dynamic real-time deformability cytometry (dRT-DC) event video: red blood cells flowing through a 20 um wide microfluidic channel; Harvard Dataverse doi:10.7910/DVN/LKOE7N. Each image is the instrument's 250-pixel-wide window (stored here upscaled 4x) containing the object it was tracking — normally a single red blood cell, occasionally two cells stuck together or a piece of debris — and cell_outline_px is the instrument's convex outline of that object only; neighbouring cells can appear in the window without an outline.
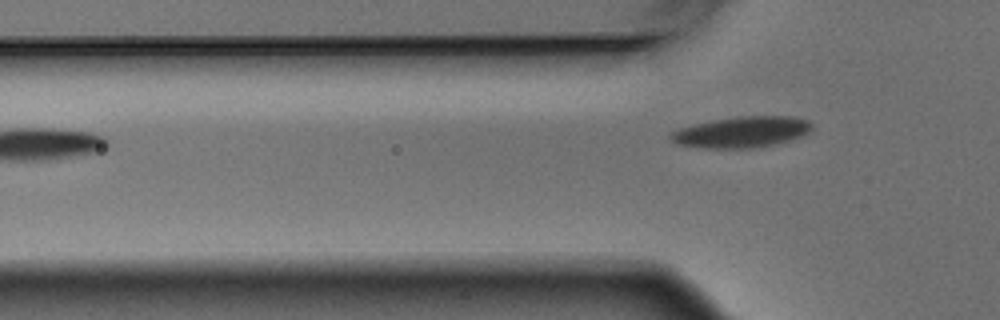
{"species": "Egyptian fruit bat (a non-hibernating species)", "species_latin": "Rousettus aegyptiacus", "temperature_condition": "warm", "stored_images_in_passage": 4, "camera_frame_rate_fps": 3000, "um_per_image_px": 0.085, "animal": {"sex": "male"}, "frame": {"image": 1, "passage_image": 4, "time_ms": 1.0, "image_size_px": [1000, 320], "cell_outline_px": [[812, 128], [808, 132], [800, 136], [776, 144], [752, 148], [700, 148], [676, 144], [668, 136], [672, 132], [680, 128], [692, 124], [740, 116], [792, 116], [808, 120], [812, 124]], "centroid_in_image_um": [63.02, 11.23], "position_along_channel_um": 62.8, "area_um2": 25.43}}